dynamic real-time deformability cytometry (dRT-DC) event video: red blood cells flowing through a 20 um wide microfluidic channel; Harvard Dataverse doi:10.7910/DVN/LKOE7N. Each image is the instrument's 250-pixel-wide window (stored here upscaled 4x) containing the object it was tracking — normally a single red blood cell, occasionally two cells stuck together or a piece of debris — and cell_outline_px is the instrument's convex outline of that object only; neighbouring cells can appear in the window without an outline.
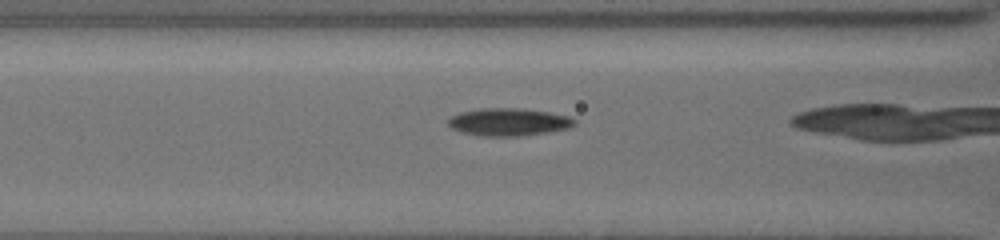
{"species": "common noctule bat (a hibernating species)", "species_latin": "Nyctalus noctula", "temperature_condition": "cold", "stored_images_in_passage": 27, "camera_frame_rate_fps": 3000, "um_per_image_px": 0.085, "animal": {"sex": "female", "body_mass_g": 19.5, "forearm_length_mm": 54.1}, "frame": {"image": 1, "passage_image": 6, "time_ms": 1.667, "image_size_px": [1000, 240], "cell_outline_px": [[576, 124], [568, 128], [548, 132], [520, 136], [484, 136], [464, 132], [452, 128], [448, 124], [448, 120], [452, 116], [460, 112], [480, 108], [520, 108], [548, 112], [568, 116], [576, 120]], "centroid_in_image_um": [43.25, 10.36], "position_along_channel_um": 123.3, "area_um2": 20.17}}
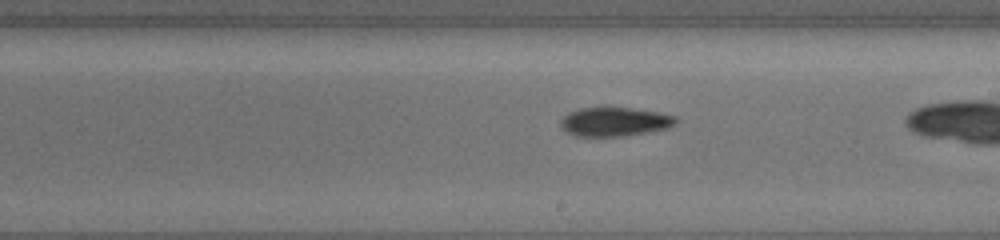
{"frame": {"image": 2, "passage_image": 15, "time_ms": 4.667, "image_size_px": [1000, 240], "cell_outline_px": [[680, 120], [664, 128], [624, 136], [576, 136], [564, 132], [560, 128], [560, 120], [568, 112], [580, 108], [604, 104], [660, 112], [676, 116]], "centroid_in_image_um": [52.15, 10.3], "position_along_channel_um": 236.8, "area_um2": 20.11}}
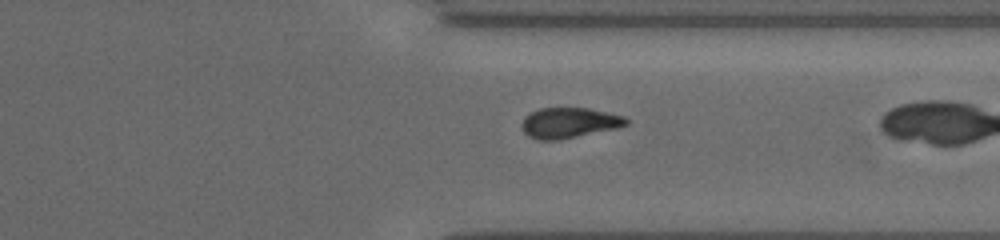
{"frame": {"image": 3, "passage_image": 25, "time_ms": 8.0, "image_size_px": [1000, 240], "cell_outline_px": [[628, 124], [616, 128], [560, 140], [540, 140], [528, 136], [524, 132], [520, 124], [524, 116], [540, 108], [588, 108], [624, 116], [628, 120]], "centroid_in_image_um": [48.34, 10.44], "position_along_channel_um": 363.1, "area_um2": 18.5}}